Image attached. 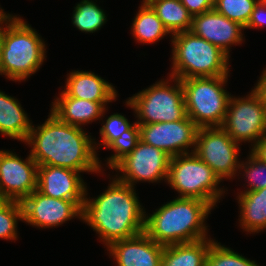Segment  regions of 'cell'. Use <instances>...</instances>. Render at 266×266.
Masks as SVG:
<instances>
[{"mask_svg": "<svg viewBox=\"0 0 266 266\" xmlns=\"http://www.w3.org/2000/svg\"><path fill=\"white\" fill-rule=\"evenodd\" d=\"M25 142L38 166H58L81 173L102 171L91 135L82 127L62 122L51 111L42 125H32Z\"/></svg>", "mask_w": 266, "mask_h": 266, "instance_id": "obj_1", "label": "cell"}, {"mask_svg": "<svg viewBox=\"0 0 266 266\" xmlns=\"http://www.w3.org/2000/svg\"><path fill=\"white\" fill-rule=\"evenodd\" d=\"M108 185L95 199L87 197L86 188L81 214V220L98 233L106 247L144 232L146 213L135 188L115 177Z\"/></svg>", "mask_w": 266, "mask_h": 266, "instance_id": "obj_2", "label": "cell"}, {"mask_svg": "<svg viewBox=\"0 0 266 266\" xmlns=\"http://www.w3.org/2000/svg\"><path fill=\"white\" fill-rule=\"evenodd\" d=\"M213 207L195 198H175L145 214L144 232L164 246L189 243L208 238L205 219Z\"/></svg>", "mask_w": 266, "mask_h": 266, "instance_id": "obj_3", "label": "cell"}, {"mask_svg": "<svg viewBox=\"0 0 266 266\" xmlns=\"http://www.w3.org/2000/svg\"><path fill=\"white\" fill-rule=\"evenodd\" d=\"M45 53V42L21 17L12 15L0 26V75L25 81L40 69Z\"/></svg>", "mask_w": 266, "mask_h": 266, "instance_id": "obj_4", "label": "cell"}, {"mask_svg": "<svg viewBox=\"0 0 266 266\" xmlns=\"http://www.w3.org/2000/svg\"><path fill=\"white\" fill-rule=\"evenodd\" d=\"M172 68L178 79L229 76V56L191 31L172 35ZM173 69V70H172Z\"/></svg>", "mask_w": 266, "mask_h": 266, "instance_id": "obj_5", "label": "cell"}, {"mask_svg": "<svg viewBox=\"0 0 266 266\" xmlns=\"http://www.w3.org/2000/svg\"><path fill=\"white\" fill-rule=\"evenodd\" d=\"M228 76L181 79L187 116L198 128L221 127L231 94L225 90Z\"/></svg>", "mask_w": 266, "mask_h": 266, "instance_id": "obj_6", "label": "cell"}, {"mask_svg": "<svg viewBox=\"0 0 266 266\" xmlns=\"http://www.w3.org/2000/svg\"><path fill=\"white\" fill-rule=\"evenodd\" d=\"M166 182L179 198L199 199L213 208L226 192L218 186L219 177L194 152L170 158Z\"/></svg>", "mask_w": 266, "mask_h": 266, "instance_id": "obj_7", "label": "cell"}, {"mask_svg": "<svg viewBox=\"0 0 266 266\" xmlns=\"http://www.w3.org/2000/svg\"><path fill=\"white\" fill-rule=\"evenodd\" d=\"M126 100L136 114L138 124L174 122L187 116L184 90L180 79L169 76ZM175 82L173 86L169 83Z\"/></svg>", "mask_w": 266, "mask_h": 266, "instance_id": "obj_8", "label": "cell"}, {"mask_svg": "<svg viewBox=\"0 0 266 266\" xmlns=\"http://www.w3.org/2000/svg\"><path fill=\"white\" fill-rule=\"evenodd\" d=\"M221 127L235 142H252L251 147L266 135V110L255 89L243 98L230 96Z\"/></svg>", "mask_w": 266, "mask_h": 266, "instance_id": "obj_9", "label": "cell"}, {"mask_svg": "<svg viewBox=\"0 0 266 266\" xmlns=\"http://www.w3.org/2000/svg\"><path fill=\"white\" fill-rule=\"evenodd\" d=\"M239 145L222 127L198 128L194 153L222 181L232 179L238 173Z\"/></svg>", "mask_w": 266, "mask_h": 266, "instance_id": "obj_10", "label": "cell"}, {"mask_svg": "<svg viewBox=\"0 0 266 266\" xmlns=\"http://www.w3.org/2000/svg\"><path fill=\"white\" fill-rule=\"evenodd\" d=\"M170 156L164 151L139 141L131 153L121 159L112 170L121 172L115 177L133 188L137 182L167 181ZM118 170V171H117Z\"/></svg>", "mask_w": 266, "mask_h": 266, "instance_id": "obj_11", "label": "cell"}, {"mask_svg": "<svg viewBox=\"0 0 266 266\" xmlns=\"http://www.w3.org/2000/svg\"><path fill=\"white\" fill-rule=\"evenodd\" d=\"M198 127L186 116L174 122L139 124L140 141L154 146L170 157L193 153Z\"/></svg>", "mask_w": 266, "mask_h": 266, "instance_id": "obj_12", "label": "cell"}, {"mask_svg": "<svg viewBox=\"0 0 266 266\" xmlns=\"http://www.w3.org/2000/svg\"><path fill=\"white\" fill-rule=\"evenodd\" d=\"M37 171L30 153L23 160L12 151L0 150V200L21 202L37 190Z\"/></svg>", "mask_w": 266, "mask_h": 266, "instance_id": "obj_13", "label": "cell"}, {"mask_svg": "<svg viewBox=\"0 0 266 266\" xmlns=\"http://www.w3.org/2000/svg\"><path fill=\"white\" fill-rule=\"evenodd\" d=\"M23 221L39 228L60 226L72 218L81 219L82 209L71 200L57 199L34 190L21 202Z\"/></svg>", "mask_w": 266, "mask_h": 266, "instance_id": "obj_14", "label": "cell"}, {"mask_svg": "<svg viewBox=\"0 0 266 266\" xmlns=\"http://www.w3.org/2000/svg\"><path fill=\"white\" fill-rule=\"evenodd\" d=\"M80 173L58 166H38L37 190L48 197L74 201L82 209L87 186Z\"/></svg>", "mask_w": 266, "mask_h": 266, "instance_id": "obj_15", "label": "cell"}, {"mask_svg": "<svg viewBox=\"0 0 266 266\" xmlns=\"http://www.w3.org/2000/svg\"><path fill=\"white\" fill-rule=\"evenodd\" d=\"M244 27L219 14L214 8L192 18L190 31L202 39L219 47L230 57L231 45L241 44L244 40Z\"/></svg>", "mask_w": 266, "mask_h": 266, "instance_id": "obj_16", "label": "cell"}, {"mask_svg": "<svg viewBox=\"0 0 266 266\" xmlns=\"http://www.w3.org/2000/svg\"><path fill=\"white\" fill-rule=\"evenodd\" d=\"M164 247L142 232L111 243L107 251L117 266H161Z\"/></svg>", "mask_w": 266, "mask_h": 266, "instance_id": "obj_17", "label": "cell"}, {"mask_svg": "<svg viewBox=\"0 0 266 266\" xmlns=\"http://www.w3.org/2000/svg\"><path fill=\"white\" fill-rule=\"evenodd\" d=\"M65 83L64 91L73 98L101 102L105 107L117 98L114 86L91 71H71Z\"/></svg>", "mask_w": 266, "mask_h": 266, "instance_id": "obj_18", "label": "cell"}, {"mask_svg": "<svg viewBox=\"0 0 266 266\" xmlns=\"http://www.w3.org/2000/svg\"><path fill=\"white\" fill-rule=\"evenodd\" d=\"M53 101L50 111L62 122L78 127L102 119L107 110L101 102L73 98L64 90Z\"/></svg>", "mask_w": 266, "mask_h": 266, "instance_id": "obj_19", "label": "cell"}, {"mask_svg": "<svg viewBox=\"0 0 266 266\" xmlns=\"http://www.w3.org/2000/svg\"><path fill=\"white\" fill-rule=\"evenodd\" d=\"M31 121L19 101L0 90V134L25 142Z\"/></svg>", "mask_w": 266, "mask_h": 266, "instance_id": "obj_20", "label": "cell"}, {"mask_svg": "<svg viewBox=\"0 0 266 266\" xmlns=\"http://www.w3.org/2000/svg\"><path fill=\"white\" fill-rule=\"evenodd\" d=\"M240 208L239 223L246 232L258 233L266 229V188L242 192L237 196Z\"/></svg>", "mask_w": 266, "mask_h": 266, "instance_id": "obj_21", "label": "cell"}, {"mask_svg": "<svg viewBox=\"0 0 266 266\" xmlns=\"http://www.w3.org/2000/svg\"><path fill=\"white\" fill-rule=\"evenodd\" d=\"M211 239L165 246L161 266H205Z\"/></svg>", "mask_w": 266, "mask_h": 266, "instance_id": "obj_22", "label": "cell"}, {"mask_svg": "<svg viewBox=\"0 0 266 266\" xmlns=\"http://www.w3.org/2000/svg\"><path fill=\"white\" fill-rule=\"evenodd\" d=\"M138 10L131 26V34L136 41L152 44L170 34L150 5L141 4Z\"/></svg>", "mask_w": 266, "mask_h": 266, "instance_id": "obj_23", "label": "cell"}, {"mask_svg": "<svg viewBox=\"0 0 266 266\" xmlns=\"http://www.w3.org/2000/svg\"><path fill=\"white\" fill-rule=\"evenodd\" d=\"M150 6L171 36L190 31L193 16L180 0H154Z\"/></svg>", "mask_w": 266, "mask_h": 266, "instance_id": "obj_24", "label": "cell"}, {"mask_svg": "<svg viewBox=\"0 0 266 266\" xmlns=\"http://www.w3.org/2000/svg\"><path fill=\"white\" fill-rule=\"evenodd\" d=\"M106 14L93 0H82L74 7L72 23L85 33H94L107 22Z\"/></svg>", "mask_w": 266, "mask_h": 266, "instance_id": "obj_25", "label": "cell"}, {"mask_svg": "<svg viewBox=\"0 0 266 266\" xmlns=\"http://www.w3.org/2000/svg\"><path fill=\"white\" fill-rule=\"evenodd\" d=\"M259 0H214V9L231 21L247 26Z\"/></svg>", "mask_w": 266, "mask_h": 266, "instance_id": "obj_26", "label": "cell"}, {"mask_svg": "<svg viewBox=\"0 0 266 266\" xmlns=\"http://www.w3.org/2000/svg\"><path fill=\"white\" fill-rule=\"evenodd\" d=\"M23 221L22 206L19 201L0 200V238L16 240L17 222Z\"/></svg>", "mask_w": 266, "mask_h": 266, "instance_id": "obj_27", "label": "cell"}, {"mask_svg": "<svg viewBox=\"0 0 266 266\" xmlns=\"http://www.w3.org/2000/svg\"><path fill=\"white\" fill-rule=\"evenodd\" d=\"M205 266H259V264L214 241L208 250Z\"/></svg>", "mask_w": 266, "mask_h": 266, "instance_id": "obj_28", "label": "cell"}, {"mask_svg": "<svg viewBox=\"0 0 266 266\" xmlns=\"http://www.w3.org/2000/svg\"><path fill=\"white\" fill-rule=\"evenodd\" d=\"M140 141L139 124L135 121L134 125L123 132L119 138L114 140L106 149H112L115 154L107 158L109 169H112L121 159L131 153Z\"/></svg>", "mask_w": 266, "mask_h": 266, "instance_id": "obj_29", "label": "cell"}, {"mask_svg": "<svg viewBox=\"0 0 266 266\" xmlns=\"http://www.w3.org/2000/svg\"><path fill=\"white\" fill-rule=\"evenodd\" d=\"M238 171V173L244 171L243 177L246 175L244 179H247V184H249L243 192L266 188V162L257 158L252 152H250L245 163L244 161L240 162Z\"/></svg>", "mask_w": 266, "mask_h": 266, "instance_id": "obj_30", "label": "cell"}, {"mask_svg": "<svg viewBox=\"0 0 266 266\" xmlns=\"http://www.w3.org/2000/svg\"><path fill=\"white\" fill-rule=\"evenodd\" d=\"M103 126L100 128L101 142L97 143L94 139L95 150L99 148L98 145H104L107 148L114 140L120 137L123 132L129 130L133 125L128 119L119 113H114L108 116ZM97 143V144H96Z\"/></svg>", "mask_w": 266, "mask_h": 266, "instance_id": "obj_31", "label": "cell"}, {"mask_svg": "<svg viewBox=\"0 0 266 266\" xmlns=\"http://www.w3.org/2000/svg\"><path fill=\"white\" fill-rule=\"evenodd\" d=\"M266 26V0H259L251 14L247 26L244 29L262 28Z\"/></svg>", "mask_w": 266, "mask_h": 266, "instance_id": "obj_32", "label": "cell"}, {"mask_svg": "<svg viewBox=\"0 0 266 266\" xmlns=\"http://www.w3.org/2000/svg\"><path fill=\"white\" fill-rule=\"evenodd\" d=\"M188 12L192 15H199L212 10L214 0H180Z\"/></svg>", "mask_w": 266, "mask_h": 266, "instance_id": "obj_33", "label": "cell"}, {"mask_svg": "<svg viewBox=\"0 0 266 266\" xmlns=\"http://www.w3.org/2000/svg\"><path fill=\"white\" fill-rule=\"evenodd\" d=\"M251 152L260 160L266 162V135L251 148Z\"/></svg>", "mask_w": 266, "mask_h": 266, "instance_id": "obj_34", "label": "cell"}, {"mask_svg": "<svg viewBox=\"0 0 266 266\" xmlns=\"http://www.w3.org/2000/svg\"><path fill=\"white\" fill-rule=\"evenodd\" d=\"M259 78L260 79L255 84L254 89L260 95V97H261V99L263 101V104H264V108L266 110V68L264 69V71L262 72L261 77H259Z\"/></svg>", "mask_w": 266, "mask_h": 266, "instance_id": "obj_35", "label": "cell"}, {"mask_svg": "<svg viewBox=\"0 0 266 266\" xmlns=\"http://www.w3.org/2000/svg\"><path fill=\"white\" fill-rule=\"evenodd\" d=\"M12 15L5 13L2 8H0V26L4 24Z\"/></svg>", "mask_w": 266, "mask_h": 266, "instance_id": "obj_36", "label": "cell"}, {"mask_svg": "<svg viewBox=\"0 0 266 266\" xmlns=\"http://www.w3.org/2000/svg\"><path fill=\"white\" fill-rule=\"evenodd\" d=\"M154 0H142V5H150Z\"/></svg>", "mask_w": 266, "mask_h": 266, "instance_id": "obj_37", "label": "cell"}]
</instances>
